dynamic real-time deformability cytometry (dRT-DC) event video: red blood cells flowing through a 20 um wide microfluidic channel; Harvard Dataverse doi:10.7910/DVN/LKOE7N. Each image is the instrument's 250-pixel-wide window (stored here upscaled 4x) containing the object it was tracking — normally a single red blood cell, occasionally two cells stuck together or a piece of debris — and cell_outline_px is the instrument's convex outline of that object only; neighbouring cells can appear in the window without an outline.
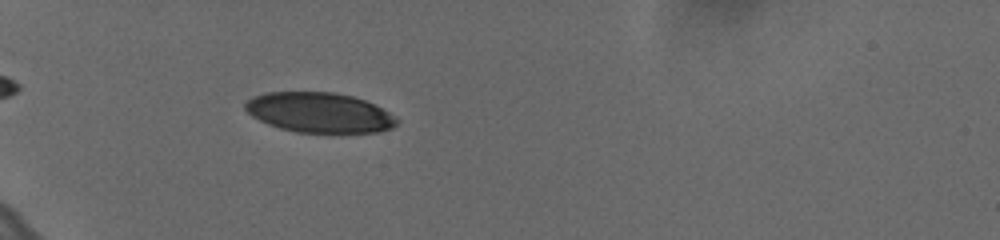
{"species": "human", "species_latin": "Homo sapiens", "temperature_condition": "cold", "stored_images_in_passage": 34, "camera_frame_rate_fps": 3000, "um_per_image_px": 0.085, "donor": {"sex": "female"}, "frame": {"image": 1, "passage_image": 7, "time_ms": 2.0, "image_size_px": [1000, 240], "cell_outline_px": [[400, 120], [392, 128], [380, 132], [296, 132], [280, 128], [268, 124], [252, 116], [244, 108], [244, 104], [252, 96], [268, 92], [332, 92], [352, 96], [364, 100], [396, 116]], "centroid_in_image_um": [27.14, 9.57], "position_along_channel_um": 57.9, "area_um2": 35.2}}
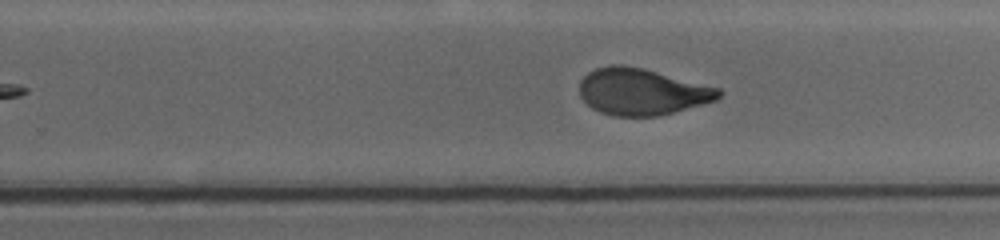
{"frame": {"image": 2, "passage_image": 20, "time_ms": 6.333, "image_size_px": [1000, 240], "cell_outline_px": [[724, 92], [716, 100], [660, 116], [612, 116], [600, 112], [592, 108], [580, 96], [580, 80], [588, 72], [596, 68], [608, 64], [624, 64], [644, 68], [720, 88]], "centroid_in_image_um": [54.55, 7.78], "position_along_channel_um": 275.2, "area_um2": 38.03}}
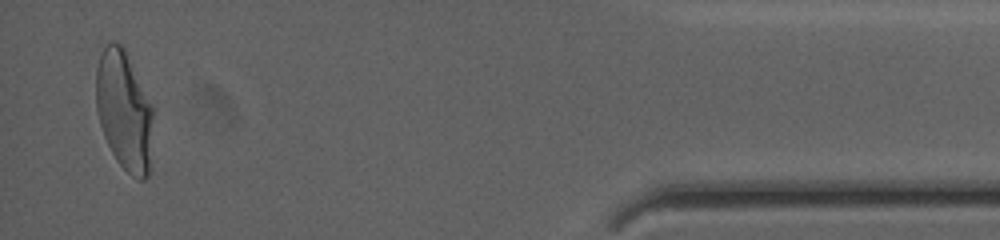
{"frame": {"image": 3, "passage_image": 34, "time_ms": 11.0, "image_size_px": [1000, 240], "cell_outline_px": [[156, 108], [152, 168], [148, 176], [144, 180], [140, 180], [132, 176], [116, 160], [104, 136], [96, 112], [96, 68], [100, 56], [104, 48], [108, 44], [120, 44], [124, 48]], "centroid_in_image_um": [10.65, 9.49], "position_along_channel_um": 424.6, "area_um2": 41.21}, "authors_computed_cell_mechanics": {"area_um2": 38.3214, "velocity_mm_per_s": 3.6396, "shape_relaxation_time_tau1_ms": 2.955, "shape_relaxation_time_tau2_ms": 0.373, "deformation_change_tau1": 0.1417, "deformation_change_tau2": 0.0452}}